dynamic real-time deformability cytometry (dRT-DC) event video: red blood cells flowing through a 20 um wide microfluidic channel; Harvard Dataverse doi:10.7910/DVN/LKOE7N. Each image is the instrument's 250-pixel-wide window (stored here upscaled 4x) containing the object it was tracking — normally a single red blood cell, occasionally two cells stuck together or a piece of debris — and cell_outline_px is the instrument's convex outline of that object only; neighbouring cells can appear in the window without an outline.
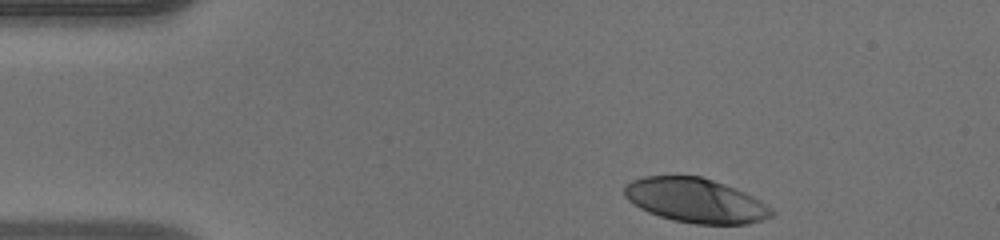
{"species": "human", "species_latin": "Homo sapiens", "temperature_condition": "warm", "stored_images_in_passage": 34, "camera_frame_rate_fps": 3000, "um_per_image_px": 0.085, "donor": {"sex": "male"}, "frame": {"image": 1, "passage_image": 1, "time_ms": 0.0, "image_size_px": [1000, 240], "cell_outline_px": [[776, 212], [772, 216], [748, 224], [696, 224], [672, 220], [648, 212], [640, 208], [628, 200], [624, 196], [624, 184], [632, 180], [644, 176], [700, 176], [736, 188], [760, 200], [772, 208]], "centroid_in_image_um": [59.11, 17.04], "position_along_channel_um": 25.9, "area_um2": 38.09}}
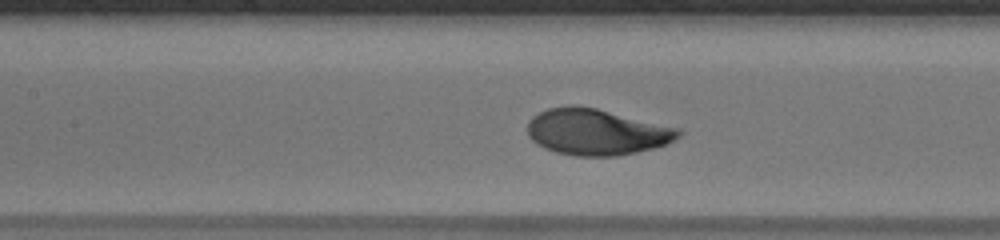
{"frame": {"image": 2, "passage_image": 15, "time_ms": 4.667, "image_size_px": [1000, 240], "cell_outline_px": [[684, 132], [680, 136], [664, 144], [652, 148], [636, 152], [616, 156], [576, 156], [556, 152], [544, 148], [536, 144], [528, 136], [528, 120], [532, 116], [548, 108], [568, 104], [576, 104], [596, 108], [680, 128]], "centroid_in_image_um": [50.67, 11.2], "position_along_channel_um": 156.7, "area_um2": 40.81}}
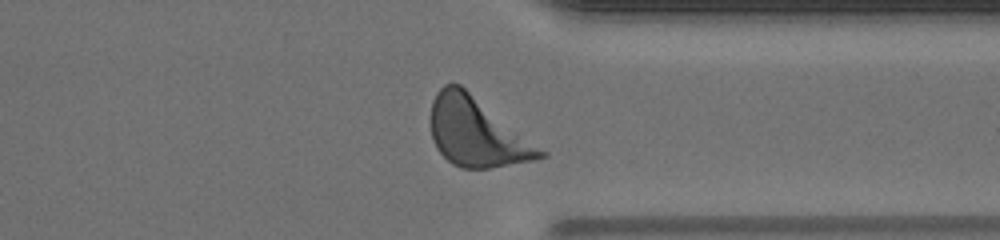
{"frame": {"image": 3, "passage_image": 30, "time_ms": 9.667, "image_size_px": [1000, 240], "cell_outline_px": [[548, 156], [536, 160], [488, 168], [460, 168], [452, 164], [436, 148], [432, 140], [432, 100], [436, 92], [444, 84], [460, 84], [548, 152]], "centroid_in_image_um": [40.55, 11.25], "position_along_channel_um": 370.8, "area_um2": 43.75}}